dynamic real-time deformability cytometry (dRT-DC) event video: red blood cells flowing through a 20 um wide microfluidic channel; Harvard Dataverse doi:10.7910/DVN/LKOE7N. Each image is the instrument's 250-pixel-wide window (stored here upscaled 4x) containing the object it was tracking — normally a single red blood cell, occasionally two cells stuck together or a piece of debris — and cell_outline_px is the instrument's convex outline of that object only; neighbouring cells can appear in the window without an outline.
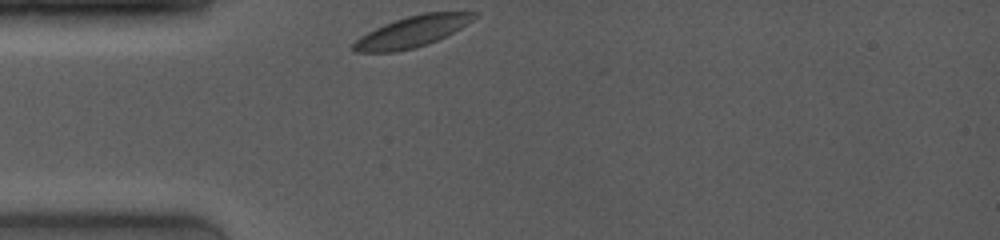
{"species": "common noctule bat (a hibernating species)", "species_latin": "Nyctalus noctula", "temperature_condition": "room temperature", "stored_images_in_passage": 28, "camera_frame_rate_fps": 4000, "um_per_image_px": 0.085, "animal": {"sex": "female", "body_mass_g": 19.0, "forearm_length_mm": 53.3}, "frame": {"image": 1, "passage_image": 1, "time_ms": 0.0, "image_size_px": [1000, 240], "cell_outline_px": [[476, 16], [472, 20], [460, 28], [428, 44], [396, 52], [356, 52], [352, 48], [352, 44], [360, 36], [384, 24], [408, 16], [424, 12], [476, 12]], "centroid_in_image_um": [35.0, 2.69], "position_along_channel_um": 50.0, "area_um2": 21.39}}
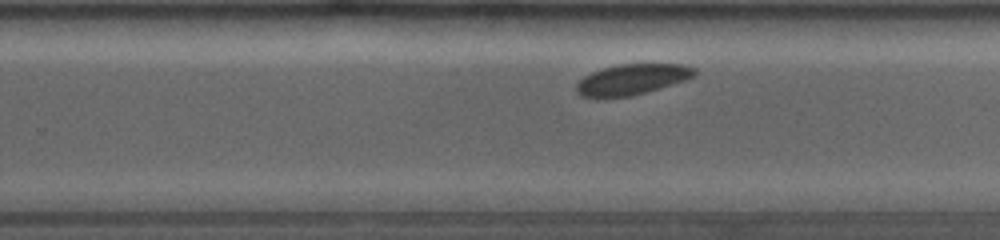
{"frame": {"image": 2, "passage_image": 16, "time_ms": 6.25, "image_size_px": [1000, 240], "cell_outline_px": [[696, 76], [660, 88], [628, 96], [580, 96], [576, 92], [576, 84], [584, 76], [600, 68], [616, 64], [684, 64], [696, 68]], "centroid_in_image_um": [53.73, 6.72], "position_along_channel_um": 276.1, "area_um2": 20.87}}
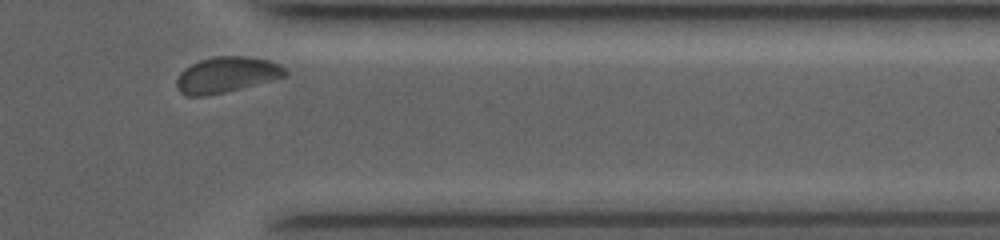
{"frame": {"image": 3, "passage_image": 26, "time_ms": 9.25, "image_size_px": [1000, 240], "cell_outline_px": [[288, 76], [224, 92], [204, 96], [188, 96], [180, 92], [176, 84], [176, 80], [180, 72], [184, 68], [200, 60], [216, 56], [244, 56], [268, 60], [280, 64], [288, 72]], "centroid_in_image_um": [19.26, 6.35], "position_along_channel_um": 392.1, "area_um2": 22.48}, "authors_computed_cell_mechanics": {"area_um2": 22.0796, "velocity_mm_per_s": 3.8315, "shape_relaxation_time_tau1_ms": 1.4444, "shape_relaxation_time_tau2_ms": null, "deformation_change_tau1": 0.0562, "deformation_change_tau2": null}}